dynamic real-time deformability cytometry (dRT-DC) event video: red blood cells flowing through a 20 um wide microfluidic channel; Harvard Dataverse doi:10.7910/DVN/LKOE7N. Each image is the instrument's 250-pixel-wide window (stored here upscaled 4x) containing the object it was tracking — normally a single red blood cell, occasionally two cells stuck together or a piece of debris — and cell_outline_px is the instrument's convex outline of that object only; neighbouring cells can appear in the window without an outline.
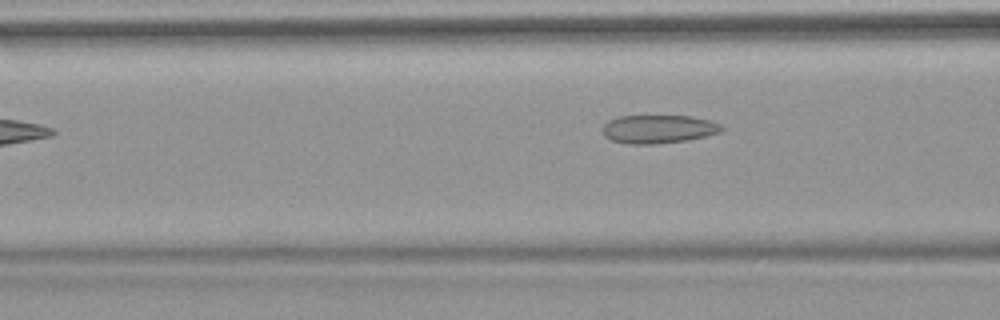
{"species": "common noctule bat (a hibernating species)", "species_latin": "Nyctalus noctula", "temperature_condition": "warm", "stored_images_in_passage": 8, "camera_frame_rate_fps": 3000, "um_per_image_px": 0.085, "animal": {"sex": "female", "body_mass_g": 18.4}, "frame": {"image": 1, "passage_image": 8, "time_ms": 8.333, "image_size_px": [1000, 320], "cell_outline_px": [[724, 128], [720, 132], [688, 140], [656, 144], [628, 144], [612, 140], [604, 136], [604, 124], [608, 120], [620, 116], [692, 116], [708, 120], [720, 124]], "centroid_in_image_um": [55.96, 10.97], "position_along_channel_um": 110.6, "area_um2": 19.59}}